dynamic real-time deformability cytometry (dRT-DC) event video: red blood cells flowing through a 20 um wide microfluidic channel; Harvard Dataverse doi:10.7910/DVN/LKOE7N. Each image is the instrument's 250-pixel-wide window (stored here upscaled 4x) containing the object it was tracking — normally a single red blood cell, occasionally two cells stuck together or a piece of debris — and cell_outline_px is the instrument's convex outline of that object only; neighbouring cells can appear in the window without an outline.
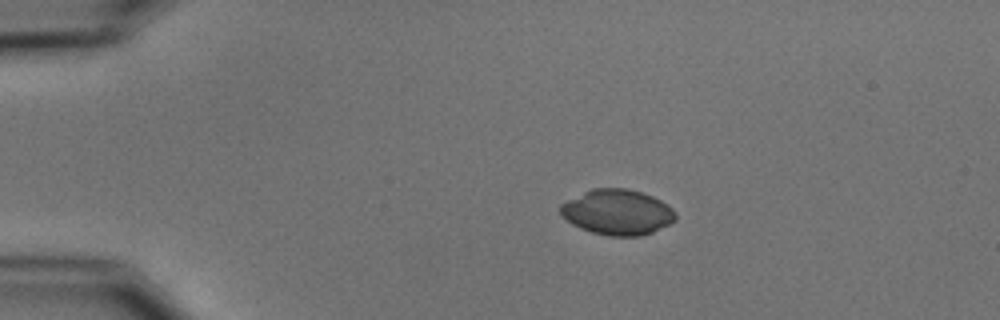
{"species": "common noctule bat (a hibernating species)", "species_latin": "Nyctalus noctula", "temperature_condition": "cold", "stored_images_in_passage": 3, "camera_frame_rate_fps": 3000, "um_per_image_px": 0.085, "animal": {"sex": "male", "body_mass_g": 15.6}, "frame": {"image": 1, "passage_image": 1, "time_ms": 0.0, "image_size_px": [1000, 320], "cell_outline_px": [[676, 220], [652, 232], [640, 236], [608, 236], [592, 232], [580, 228], [572, 224], [560, 212], [560, 204], [592, 188], [628, 188], [652, 196], [668, 204], [676, 212]], "centroid_in_image_um": [52.49, 18.03], "position_along_channel_um": 32.5, "area_um2": 30.35}}